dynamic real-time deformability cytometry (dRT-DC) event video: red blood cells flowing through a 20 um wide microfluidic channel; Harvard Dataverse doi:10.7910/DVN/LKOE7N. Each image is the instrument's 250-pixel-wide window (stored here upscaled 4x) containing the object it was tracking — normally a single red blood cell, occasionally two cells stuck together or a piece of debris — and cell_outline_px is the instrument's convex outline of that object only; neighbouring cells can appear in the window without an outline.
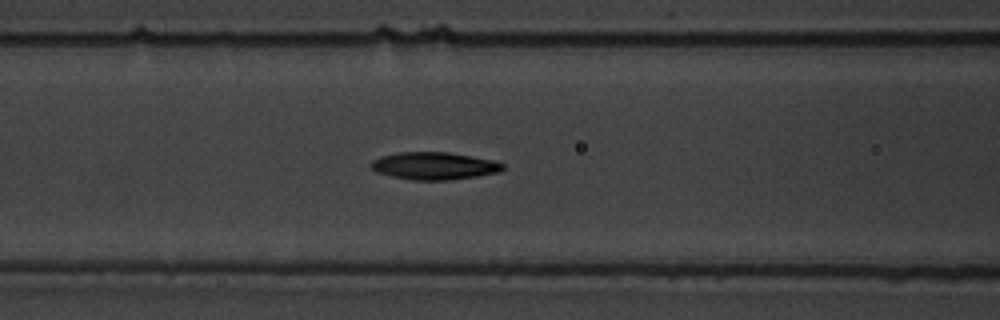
{"species": "common noctule bat (a hibernating species)", "species_latin": "Nyctalus noctula", "temperature_condition": "warm", "stored_images_in_passage": 16, "camera_frame_rate_fps": 3000, "um_per_image_px": 0.085, "animal": {"sex": "male", "body_mass_g": 19.5, "forearm_length_mm": 54.6}, "frame": {"image": 1, "passage_image": 5, "time_ms": 1.333, "image_size_px": [1000, 320], "cell_outline_px": [[500, 168], [460, 176], [416, 176], [408, 156], [460, 156], [496, 164]], "centroid_in_image_um": [38.12, 14.1], "position_along_channel_um": 128.5, "area_um2": 10.23}}
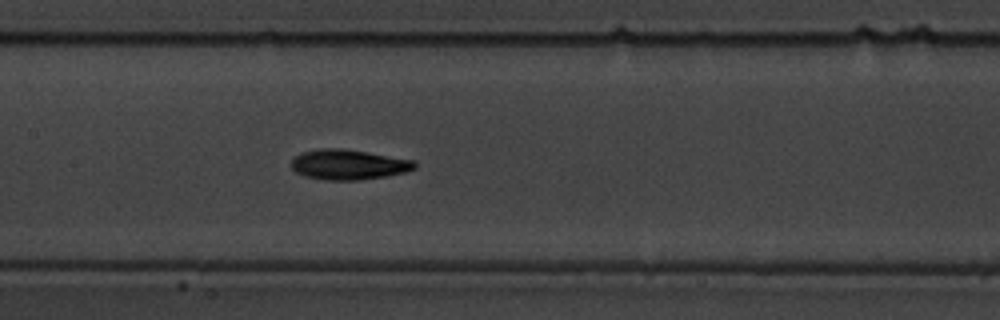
{"frame": {"image": 2, "passage_image": 9, "time_ms": 2.667, "image_size_px": [1000, 320], "cell_outline_px": [[412, 164], [408, 168], [388, 172], [364, 176], [328, 176], [312, 172], [328, 152], [352, 152]], "centroid_in_image_um": [30.28, 14.02], "position_along_channel_um": 177.1, "area_um2": 11.85}}
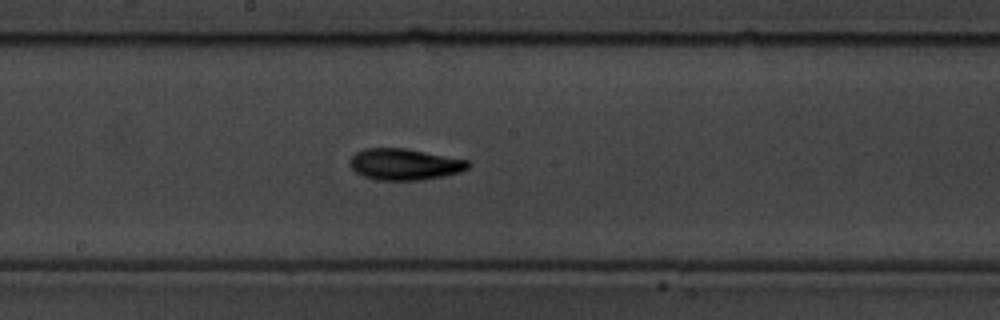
{"frame": {"image": 3, "passage_image": 12, "time_ms": 3.667, "image_size_px": [1000, 320], "cell_outline_px": [[464, 164], [460, 168], [444, 172], [420, 176], [384, 176], [372, 172], [384, 152], [412, 152]], "centroid_in_image_um": [35.05, 14.01], "position_along_channel_um": 213.2, "area_um2": 11.33}}